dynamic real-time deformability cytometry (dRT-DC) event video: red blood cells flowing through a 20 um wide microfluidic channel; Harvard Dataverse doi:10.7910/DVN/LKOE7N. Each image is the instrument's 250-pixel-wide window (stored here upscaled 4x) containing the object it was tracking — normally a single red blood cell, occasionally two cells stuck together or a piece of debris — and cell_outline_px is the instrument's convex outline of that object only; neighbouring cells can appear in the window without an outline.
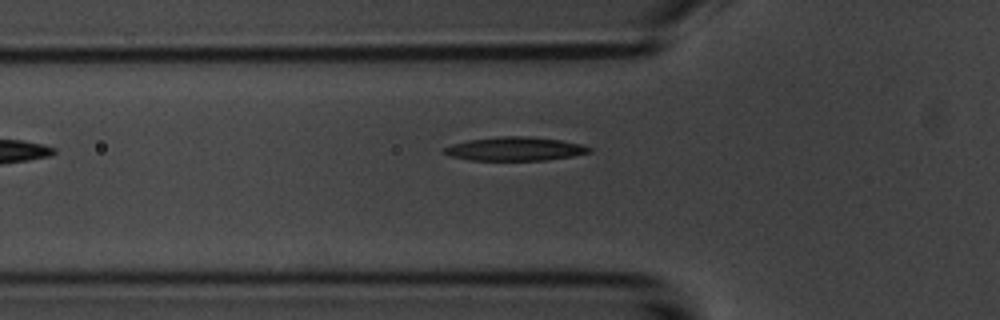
{"species": "common noctule bat (a hibernating species)", "species_latin": "Nyctalus noctula", "temperature_condition": "room temperature", "stored_images_in_passage": 3, "camera_frame_rate_fps": 3000, "um_per_image_px": 0.085, "animal": {"sex": "male", "body_mass_g": 20.1, "forearm_length_mm": 53.5}, "frame": {"image": 1, "passage_image": 2, "time_ms": 1.333, "image_size_px": [1000, 320], "cell_outline_px": [[592, 152], [572, 156], [548, 160], [468, 160], [452, 156], [440, 152], [444, 148], [452, 144], [468, 140], [496, 136], [532, 136], [560, 140], [580, 144], [592, 148]], "centroid_in_image_um": [43.76, 12.65], "position_along_channel_um": 82.0, "area_um2": 20.17}}